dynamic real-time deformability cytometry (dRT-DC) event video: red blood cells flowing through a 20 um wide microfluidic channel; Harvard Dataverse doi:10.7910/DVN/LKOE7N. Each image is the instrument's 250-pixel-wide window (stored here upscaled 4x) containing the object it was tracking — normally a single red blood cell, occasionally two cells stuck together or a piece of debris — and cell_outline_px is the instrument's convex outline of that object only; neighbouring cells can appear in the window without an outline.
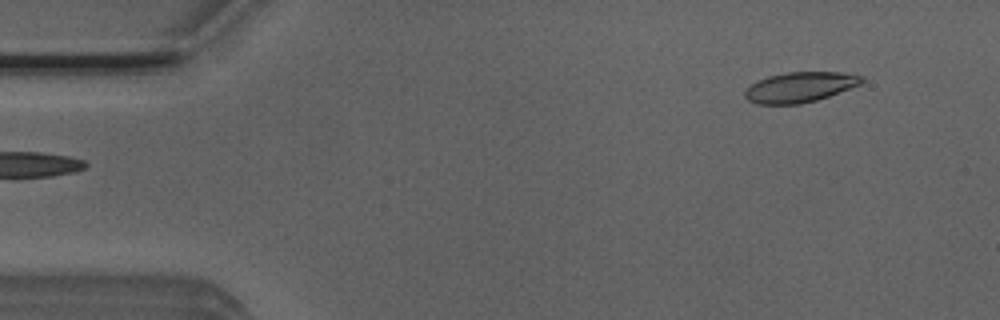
{"species": "Egyptian fruit bat (a non-hibernating species)", "species_latin": "Rousettus aegyptiacus", "temperature_condition": "room temperature", "stored_images_in_passage": 48, "camera_frame_rate_fps": 3000, "um_per_image_px": 0.085, "animal": {"sex": "male"}, "frame": {"image": 1, "passage_image": 1, "time_ms": 0.0, "image_size_px": [1000, 320], "cell_outline_px": [[864, 80], [860, 84], [828, 96], [816, 100], [800, 104], [756, 104], [748, 100], [744, 96], [744, 92], [752, 84], [768, 76], [788, 72], [840, 72], [864, 76]], "centroid_in_image_um": [67.99, 7.41], "position_along_channel_um": 17.0, "area_um2": 20.35}}
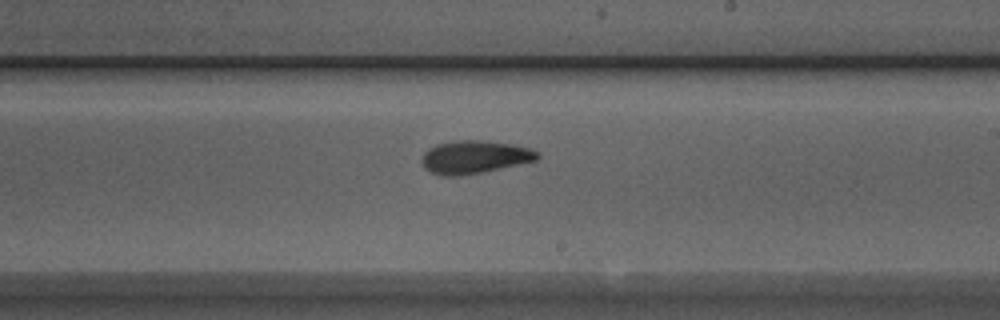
{"frame": {"image": 2, "passage_image": 26, "time_ms": 8.333, "image_size_px": [1000, 320], "cell_outline_px": [[540, 156], [536, 160], [480, 172], [456, 176], [444, 176], [432, 172], [424, 168], [420, 160], [424, 152], [428, 148], [436, 144], [456, 140], [484, 140], [512, 144], [532, 148], [540, 152]], "centroid_in_image_um": [40.32, 13.33], "position_along_channel_um": 248.7, "area_um2": 22.2}}
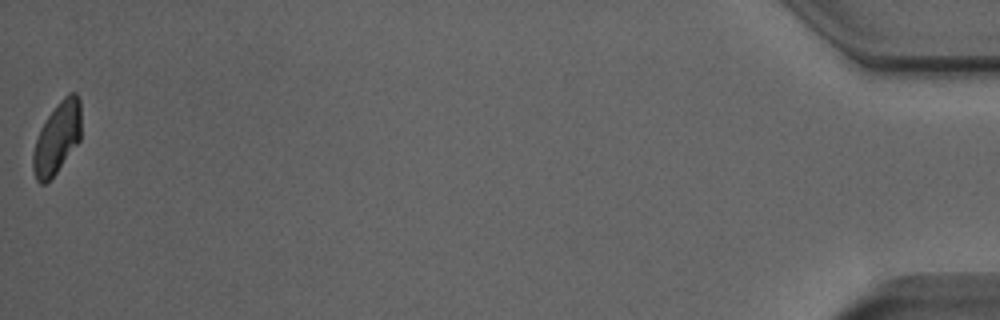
{"frame": {"image": 3, "passage_image": 48, "time_ms": 15.667, "image_size_px": [1000, 320], "cell_outline_px": [[80, 140], [56, 172], [44, 184], [40, 184], [36, 180], [32, 168], [32, 152], [40, 128], [56, 104], [68, 92], [76, 92], [80, 100]], "centroid_in_image_um": [4.84, 11.7], "position_along_channel_um": 430.4, "area_um2": 20.0}, "authors_computed_cell_mechanics": {"area_um2": 21.3282, "velocity_mm_per_s": 3.9115, "shape_relaxation_time_tau1_ms": 5.6366, "shape_relaxation_time_tau2_ms": 4.2126, "deformation_change_tau1": 0.1551, "deformation_change_tau2": 0.0993}}